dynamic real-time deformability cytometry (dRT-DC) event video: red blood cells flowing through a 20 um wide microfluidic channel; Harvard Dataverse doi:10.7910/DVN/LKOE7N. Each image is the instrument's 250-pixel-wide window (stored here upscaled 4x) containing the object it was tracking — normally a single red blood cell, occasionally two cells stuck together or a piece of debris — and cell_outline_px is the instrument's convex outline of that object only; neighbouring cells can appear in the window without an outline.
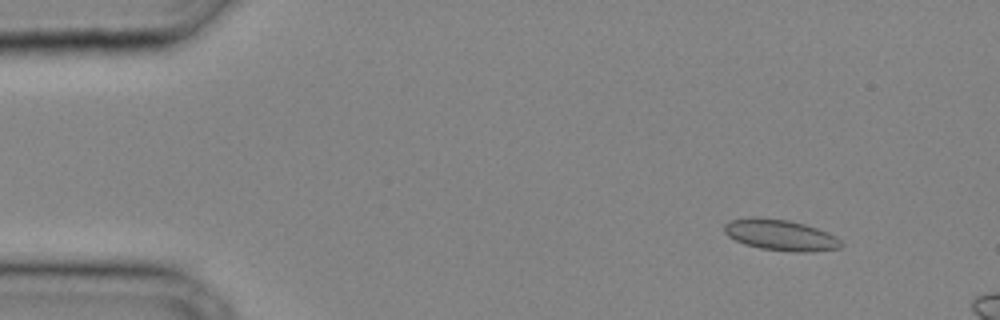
{"species": "common noctule bat (a hibernating species)", "species_latin": "Nyctalus noctula", "temperature_condition": "cold", "stored_images_in_passage": 33, "camera_frame_rate_fps": 3000, "um_per_image_px": 0.085, "animal": {"sex": "male", "body_mass_g": 20.4}, "frame": {"image": 1, "passage_image": 4, "time_ms": 1.0, "image_size_px": [1000, 320], "cell_outline_px": [[844, 244], [840, 248], [812, 252], [796, 252], [760, 248], [744, 244], [728, 236], [724, 232], [724, 224], [732, 220], [748, 216], [756, 216], [788, 220], [804, 224], [816, 228], [836, 236]], "centroid_in_image_um": [66.33, 19.97], "position_along_channel_um": 18.7, "area_um2": 21.21}}
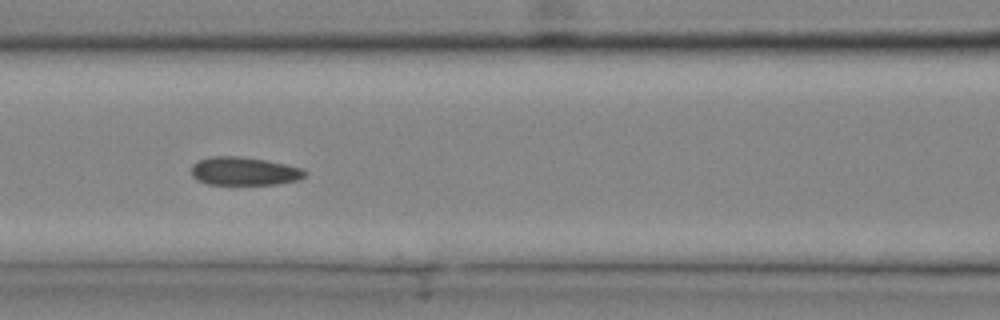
{"frame": {"image": 2, "passage_image": 15, "time_ms": 4.667, "image_size_px": [1000, 320], "cell_outline_px": [[308, 172], [300, 180], [276, 184], [208, 184], [196, 180], [192, 176], [192, 164], [200, 160], [212, 156], [244, 156], [268, 160], [304, 168]], "centroid_in_image_um": [20.79, 14.54], "position_along_channel_um": 145.8, "area_um2": 18.96}}
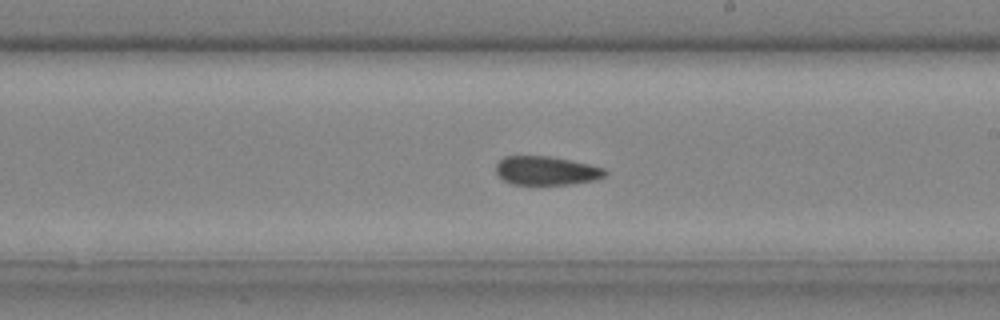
{"frame": {"image": 3, "passage_image": 20, "time_ms": 6.333, "image_size_px": [1000, 320], "cell_outline_px": [[608, 172], [604, 176], [592, 180], [572, 184], [512, 184], [504, 180], [496, 172], [496, 164], [504, 156], [548, 156], [572, 160], [604, 168]], "centroid_in_image_um": [46.43, 14.5], "position_along_channel_um": 242.6, "area_um2": 18.15}}